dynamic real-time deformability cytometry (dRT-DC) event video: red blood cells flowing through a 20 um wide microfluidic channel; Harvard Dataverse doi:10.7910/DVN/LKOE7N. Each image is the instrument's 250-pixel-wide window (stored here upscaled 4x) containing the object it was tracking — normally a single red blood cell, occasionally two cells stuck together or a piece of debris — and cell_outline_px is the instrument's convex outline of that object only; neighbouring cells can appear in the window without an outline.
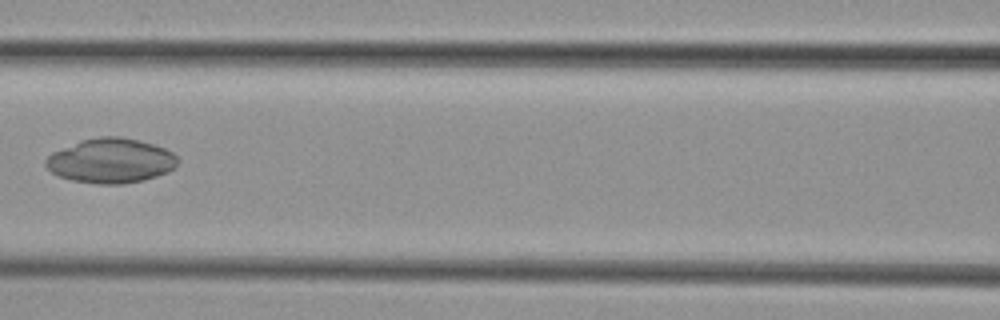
{"species": "common noctule bat (a hibernating species)", "species_latin": "Nyctalus noctula", "temperature_condition": "cold", "stored_images_in_passage": 7, "camera_frame_rate_fps": 3000, "um_per_image_px": 0.085, "animal": {"sex": "female", "body_mass_g": 29.2, "forearm_length_mm": 56.3}, "frame": {"image": 1, "passage_image": 7, "time_ms": 8.0, "image_size_px": [1000, 320], "cell_outline_px": [[176, 168], [168, 172], [144, 180], [124, 184], [96, 184], [72, 180], [60, 176], [52, 172], [44, 164], [44, 160], [52, 152], [80, 140], [100, 136], [120, 136], [152, 144], [164, 148], [172, 152], [176, 156]], "centroid_in_image_um": [9.4, 13.66], "position_along_channel_um": 157.2, "area_um2": 34.33}}